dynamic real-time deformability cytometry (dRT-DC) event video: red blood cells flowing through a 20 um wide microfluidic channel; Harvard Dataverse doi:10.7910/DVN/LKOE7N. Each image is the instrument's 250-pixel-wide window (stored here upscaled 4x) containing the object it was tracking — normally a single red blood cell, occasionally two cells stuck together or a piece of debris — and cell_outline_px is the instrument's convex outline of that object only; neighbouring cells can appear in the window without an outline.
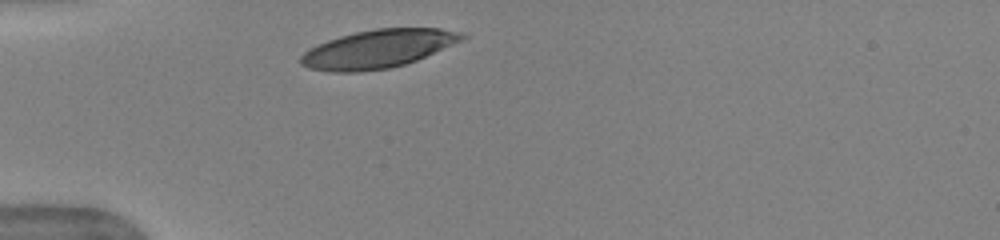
{"species": "human", "species_latin": "Homo sapiens", "temperature_condition": "warm", "stored_images_in_passage": 10, "camera_frame_rate_fps": 3000, "um_per_image_px": 0.085, "donor": {"sex": "female"}, "frame": {"image": 1, "passage_image": 1, "time_ms": 0.0, "image_size_px": [1000, 240], "cell_outline_px": [[468, 36], [464, 40], [416, 60], [404, 64], [388, 68], [360, 72], [332, 72], [308, 68], [300, 64], [300, 56], [308, 48], [316, 44], [340, 36], [356, 32], [376, 28], [440, 28], [464, 32]], "centroid_in_image_um": [32.13, 4.15], "position_along_channel_um": 52.9, "area_um2": 36.13}}